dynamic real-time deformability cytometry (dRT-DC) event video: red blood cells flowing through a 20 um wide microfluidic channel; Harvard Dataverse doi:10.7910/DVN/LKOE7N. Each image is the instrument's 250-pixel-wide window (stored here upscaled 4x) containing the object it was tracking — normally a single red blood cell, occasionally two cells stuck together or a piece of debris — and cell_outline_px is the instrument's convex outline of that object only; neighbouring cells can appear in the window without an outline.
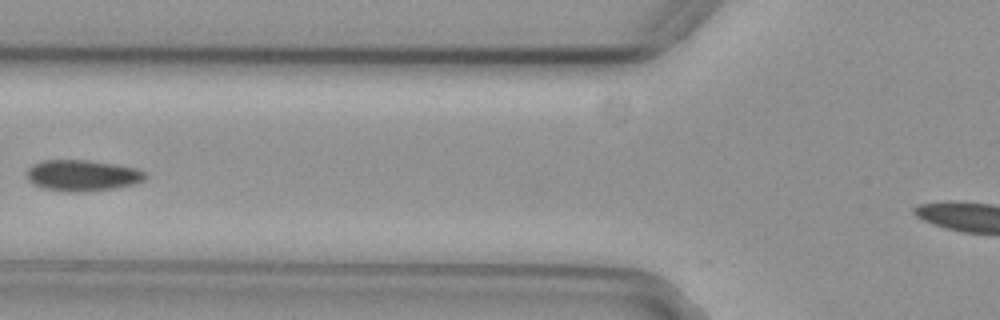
{"species": "common noctule bat (a hibernating species)", "species_latin": "Nyctalus noctula", "temperature_condition": "cold", "stored_images_in_passage": 40, "camera_frame_rate_fps": 3000, "um_per_image_px": 0.085, "animal": {"sex": "female", "body_mass_g": 29.2, "forearm_length_mm": 56.3}, "frame": {"image": 1, "passage_image": 12, "time_ms": 3.667, "image_size_px": [1000, 320], "cell_outline_px": [[148, 176], [144, 180], [132, 184], [116, 188], [80, 192], [68, 192], [40, 188], [32, 184], [28, 180], [24, 172], [32, 164], [44, 160], [88, 160], [116, 164], [136, 168], [144, 172]], "centroid_in_image_um": [6.94, 14.91], "position_along_channel_um": 118.9, "area_um2": 21.79}}
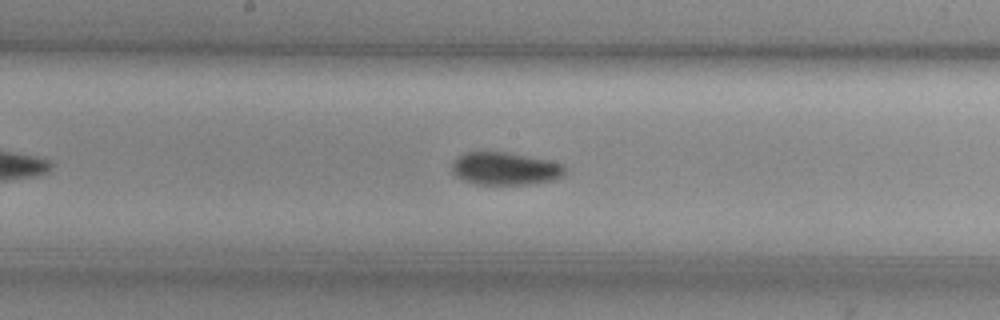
{"frame": {"image": 2, "passage_image": 19, "time_ms": 6.0, "image_size_px": [1000, 320], "cell_outline_px": [[568, 172], [564, 176], [556, 180], [528, 184], [476, 184], [460, 180], [452, 172], [452, 164], [456, 156], [464, 152], [508, 152], [548, 160], [564, 164], [568, 168]], "centroid_in_image_um": [42.97, 14.33], "position_along_channel_um": 205.2, "area_um2": 22.02}}
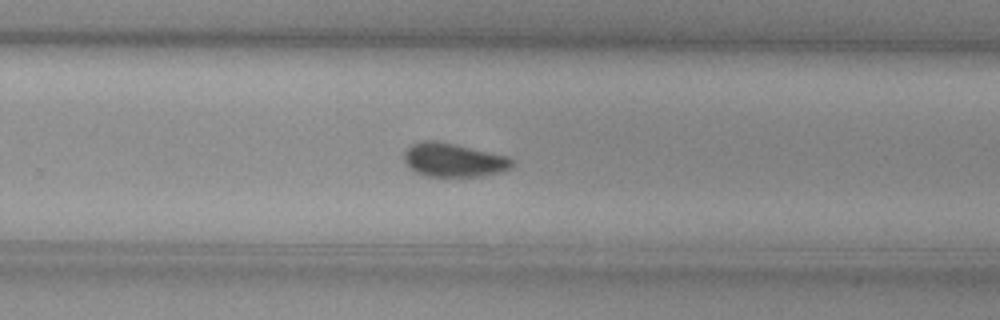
{"frame": {"image": 3, "passage_image": 26, "time_ms": 8.333, "image_size_px": [1000, 320], "cell_outline_px": [[512, 168], [500, 172], [480, 176], [444, 180], [424, 176], [408, 168], [404, 164], [404, 152], [412, 144], [424, 140], [436, 140], [456, 144], [508, 156], [512, 160]], "centroid_in_image_um": [38.51, 13.65], "position_along_channel_um": 291.3, "area_um2": 22.14}, "authors_computed_cell_mechanics": {"area_um2": 21.8773, "velocity_mm_per_s": 3.7032, "shape_relaxation_time_tau1_ms": 3.3042, "shape_relaxation_time_tau2_ms": null, "deformation_change_tau1": 0.0805, "deformation_change_tau2": null}}